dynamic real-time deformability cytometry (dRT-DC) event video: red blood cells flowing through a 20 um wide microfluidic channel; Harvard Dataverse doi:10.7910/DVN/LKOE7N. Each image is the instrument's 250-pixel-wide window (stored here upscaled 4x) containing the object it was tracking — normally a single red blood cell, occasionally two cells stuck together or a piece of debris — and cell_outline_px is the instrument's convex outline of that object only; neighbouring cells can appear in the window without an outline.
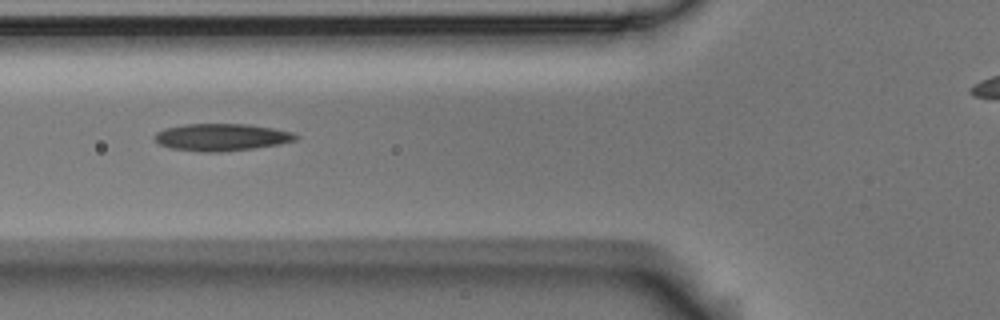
{"species": "Egyptian fruit bat (a non-hibernating species)", "species_latin": "Rousettus aegyptiacus", "temperature_condition": "room temperature", "stored_images_in_passage": 7, "camera_frame_rate_fps": 3000, "um_per_image_px": 0.085, "animal": {"sex": "male"}, "frame": {"image": 1, "passage_image": 3, "time_ms": 0.667, "image_size_px": [1000, 320], "cell_outline_px": [[300, 136], [296, 140], [280, 144], [252, 148], [220, 152], [200, 152], [172, 148], [160, 144], [152, 136], [156, 132], [164, 128], [184, 124], [248, 124], [272, 128], [292, 132]], "centroid_in_image_um": [18.82, 11.66], "position_along_channel_um": 107.0, "area_um2": 22.37}}
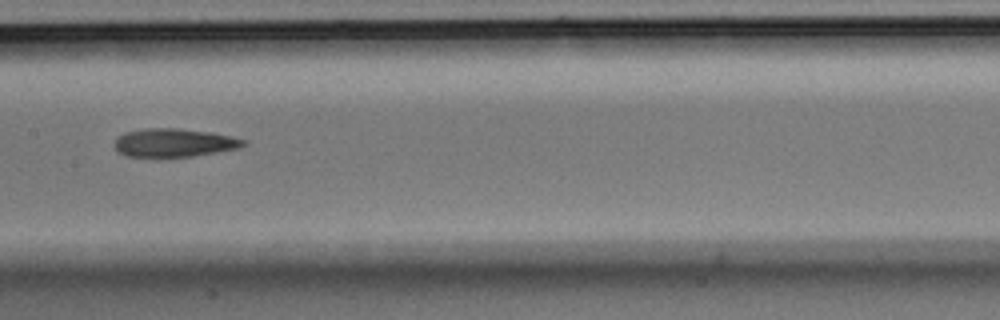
{"frame": {"image": 2, "passage_image": 5, "time_ms": 1.333, "image_size_px": [1000, 320], "cell_outline_px": [[248, 144], [240, 148], [192, 156], [160, 160], [128, 156], [120, 152], [116, 148], [116, 140], [124, 132], [148, 128], [176, 128], [208, 132], [248, 140]], "centroid_in_image_um": [14.8, 12.18], "position_along_channel_um": 192.6, "area_um2": 21.79}}
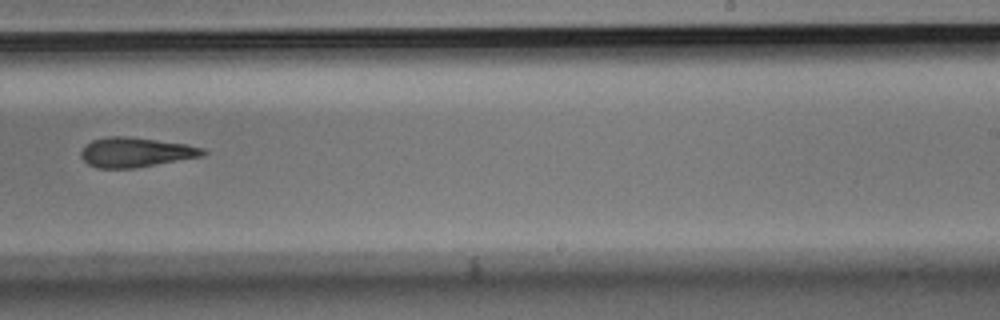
{"frame": {"image": 3, "passage_image": 7, "time_ms": 2.0, "image_size_px": [1000, 320], "cell_outline_px": [[208, 152], [204, 156], [132, 168], [96, 168], [88, 164], [80, 156], [80, 152], [92, 140], [108, 136], [128, 136], [184, 144], [204, 148]], "centroid_in_image_um": [11.53, 12.94], "position_along_channel_um": 277.5, "area_um2": 20.92}}